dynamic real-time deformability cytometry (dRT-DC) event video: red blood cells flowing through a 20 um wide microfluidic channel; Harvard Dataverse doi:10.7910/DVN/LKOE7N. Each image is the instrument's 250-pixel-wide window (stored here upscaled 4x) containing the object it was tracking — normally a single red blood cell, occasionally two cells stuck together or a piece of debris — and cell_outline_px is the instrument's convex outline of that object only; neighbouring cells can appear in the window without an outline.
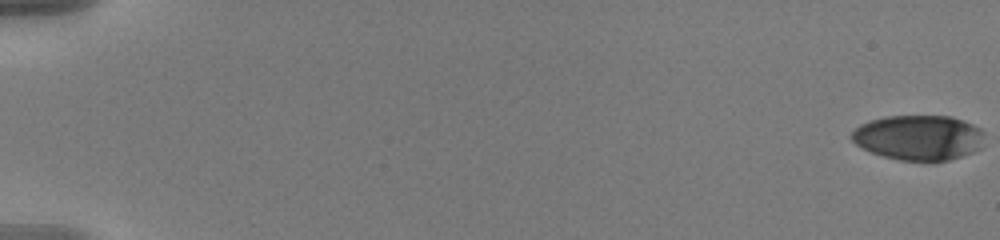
{"species": "human", "species_latin": "Homo sapiens", "temperature_condition": "warm", "stored_images_in_passage": 58, "camera_frame_rate_fps": 3000, "um_per_image_px": 0.085, "donor": {"sex": "male"}, "frame": {"image": 1, "passage_image": 1, "time_ms": 0.0, "image_size_px": [1000, 240], "cell_outline_px": [[984, 132], [980, 148], [972, 152], [948, 160], [900, 160], [884, 156], [860, 148], [848, 136], [860, 124], [872, 120], [888, 116], [952, 116], [964, 120], [980, 128]], "centroid_in_image_um": [78.07, 11.68], "position_along_channel_um": 6.9, "area_um2": 34.74}}
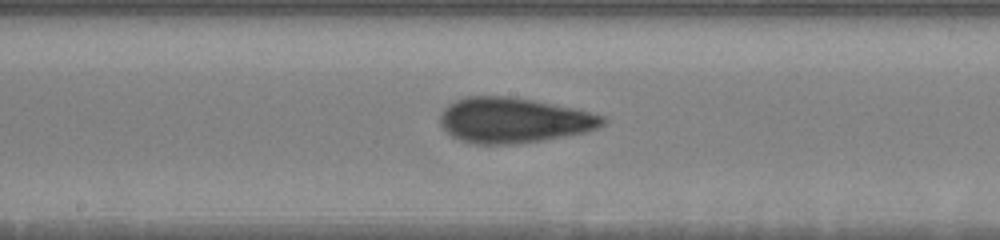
{"frame": {"image": 2, "passage_image": 33, "time_ms": 10.667, "image_size_px": [1000, 240], "cell_outline_px": [[608, 120], [604, 124], [596, 128], [584, 132], [540, 140], [512, 144], [476, 144], [460, 140], [452, 136], [440, 124], [440, 112], [448, 104], [464, 96], [508, 96], [532, 100], [576, 108], [604, 116]], "centroid_in_image_um": [43.64, 10.21], "position_along_channel_um": 204.6, "area_um2": 42.71}}
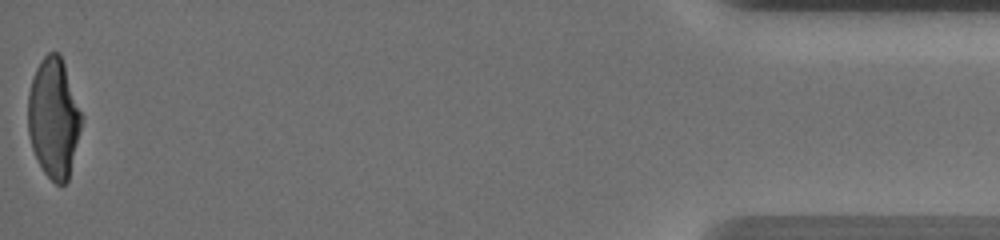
{"frame": {"image": 3, "passage_image": 58, "time_ms": 19.0, "image_size_px": [1000, 240], "cell_outline_px": [[84, 116], [68, 180], [64, 184], [56, 184], [44, 172], [32, 148], [28, 132], [28, 92], [36, 68], [40, 60], [48, 52], [60, 52]], "centroid_in_image_um": [4.58, 9.99], "position_along_channel_um": 430.6, "area_um2": 37.57}, "authors_computed_cell_mechanics": {"area_um2": 39.3618, "velocity_mm_per_s": 3.6637, "shape_relaxation_time_tau1_ms": 4.9618, "shape_relaxation_time_tau2_ms": 1.7647, "deformation_change_tau1": 0.2173, "deformation_change_tau2": 0.0947}}